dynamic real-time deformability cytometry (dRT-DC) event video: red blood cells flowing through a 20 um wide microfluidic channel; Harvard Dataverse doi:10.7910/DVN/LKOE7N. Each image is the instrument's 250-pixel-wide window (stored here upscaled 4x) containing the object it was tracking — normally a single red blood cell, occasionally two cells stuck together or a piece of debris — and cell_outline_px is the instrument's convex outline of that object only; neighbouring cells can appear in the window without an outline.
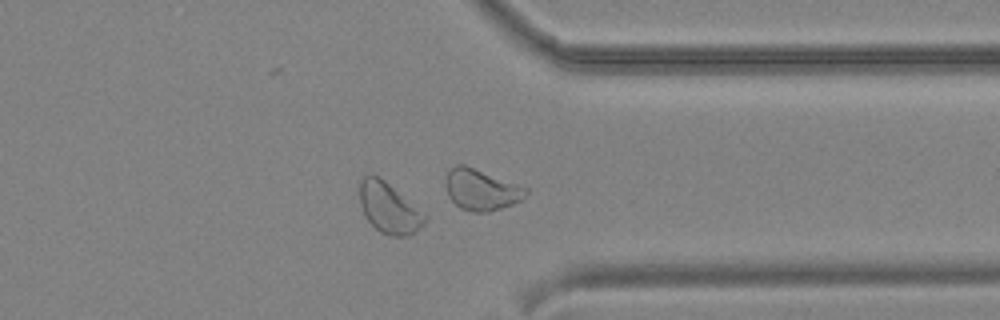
{"species": "common noctule bat (a hibernating species)", "species_latin": "Nyctalus noctula", "temperature_condition": "cold", "stored_images_in_passage": 37, "camera_frame_rate_fps": 3000, "um_per_image_px": 0.085, "animal": {"sex": "male", "body_mass_g": 19.2, "forearm_length_mm": 51.8}, "frame": {"image": 1, "passage_image": 27, "time_ms": 8.667, "image_size_px": [1000, 320], "cell_outline_px": [[428, 216], [424, 224], [420, 228], [408, 236], [392, 236], [380, 232], [368, 220], [360, 204], [360, 180], [368, 172], [372, 172], [384, 180]], "centroid_in_image_um": [33.06, 17.66], "position_along_channel_um": 378.3, "area_um2": 19.07}}